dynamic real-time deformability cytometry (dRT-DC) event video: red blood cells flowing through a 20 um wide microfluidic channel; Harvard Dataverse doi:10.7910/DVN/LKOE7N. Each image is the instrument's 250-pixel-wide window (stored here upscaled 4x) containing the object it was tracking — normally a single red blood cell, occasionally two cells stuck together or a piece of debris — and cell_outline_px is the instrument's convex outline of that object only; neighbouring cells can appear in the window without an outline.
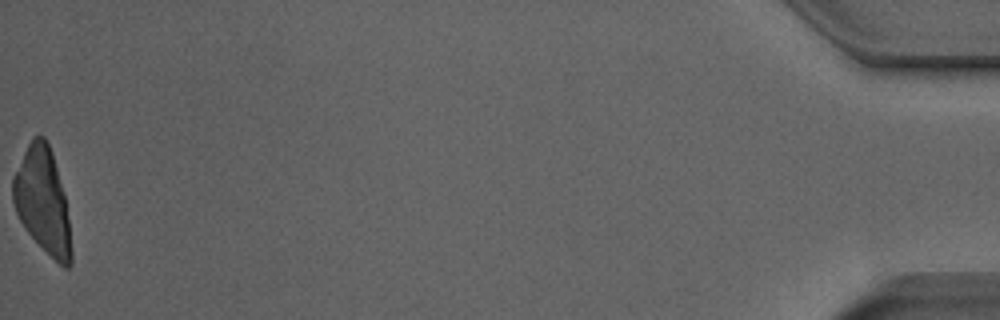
{"species": "Egyptian fruit bat (a non-hibernating species)", "species_latin": "Rousettus aegyptiacus", "temperature_condition": "room temperature", "stored_images_in_passage": 51, "camera_frame_rate_fps": 3000, "um_per_image_px": 0.085, "animal": {"sex": "male"}, "frame": {"image": 1, "passage_image": 51, "time_ms": 16.667, "image_size_px": [1000, 320], "cell_outline_px": [[72, 264], [68, 268], [64, 268], [24, 228], [16, 212], [12, 200], [12, 176], [32, 136], [44, 136], [52, 152], [64, 196], [68, 220], [72, 252]], "centroid_in_image_um": [3.6, 17.05], "position_along_channel_um": 431.6, "area_um2": 35.2}}